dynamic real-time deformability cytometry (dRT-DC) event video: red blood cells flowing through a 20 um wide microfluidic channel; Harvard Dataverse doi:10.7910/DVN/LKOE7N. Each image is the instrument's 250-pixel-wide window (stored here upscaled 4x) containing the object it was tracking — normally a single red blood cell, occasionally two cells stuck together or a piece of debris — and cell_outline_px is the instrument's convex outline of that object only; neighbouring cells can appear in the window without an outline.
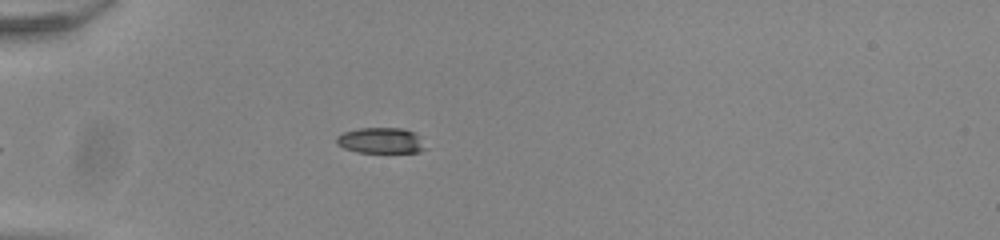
{"species": "common noctule bat (a hibernating species)", "species_latin": "Nyctalus noctula", "temperature_condition": "room temperature", "stored_images_in_passage": 18, "camera_frame_rate_fps": 3000, "um_per_image_px": 0.085, "animal": {"sex": "male", "body_mass_g": 20.0, "forearm_length_mm": 53.3}, "frame": {"image": 1, "passage_image": 1, "time_ms": 0.0, "image_size_px": [1000, 240], "cell_outline_px": [[428, 148], [420, 152], [356, 152], [344, 148], [336, 144], [336, 136], [344, 132], [360, 128], [404, 128], [416, 132]], "centroid_in_image_um": [32.41, 11.94], "position_along_channel_um": 52.6, "area_um2": 13.53}}
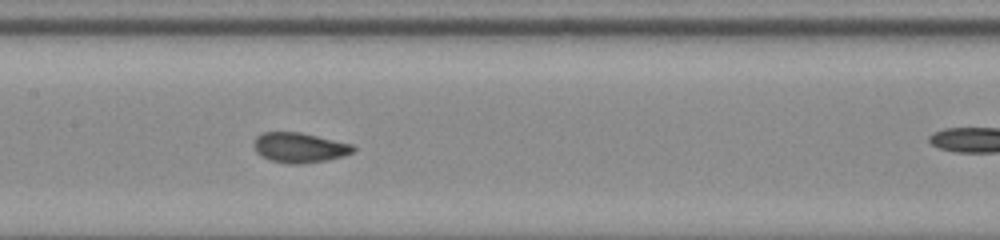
{"frame": {"image": 2, "passage_image": 8, "time_ms": 2.333, "image_size_px": [1000, 240], "cell_outline_px": [[356, 148], [352, 152], [344, 156], [324, 160], [300, 164], [288, 164], [272, 160], [256, 152], [256, 136], [264, 132], [300, 132], [352, 144]], "centroid_in_image_um": [25.49, 12.54], "position_along_channel_um": 181.9, "area_um2": 16.99}}
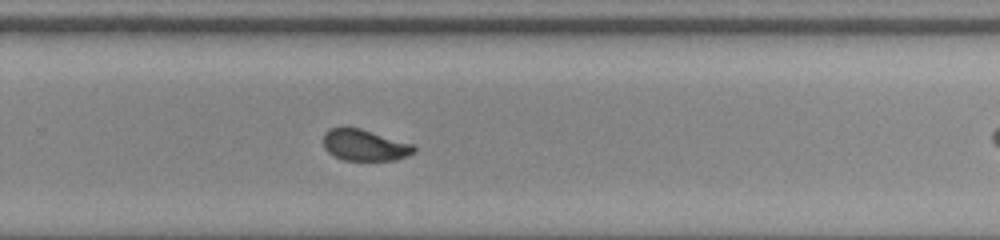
{"frame": {"image": 3, "passage_image": 17, "time_ms": 5.333, "image_size_px": [1000, 240], "cell_outline_px": [[416, 152], [396, 160], [344, 160], [328, 152], [324, 148], [324, 136], [332, 128], [360, 128], [412, 144], [416, 148]], "centroid_in_image_um": [31.03, 12.35], "position_along_channel_um": 298.8, "area_um2": 16.18}}